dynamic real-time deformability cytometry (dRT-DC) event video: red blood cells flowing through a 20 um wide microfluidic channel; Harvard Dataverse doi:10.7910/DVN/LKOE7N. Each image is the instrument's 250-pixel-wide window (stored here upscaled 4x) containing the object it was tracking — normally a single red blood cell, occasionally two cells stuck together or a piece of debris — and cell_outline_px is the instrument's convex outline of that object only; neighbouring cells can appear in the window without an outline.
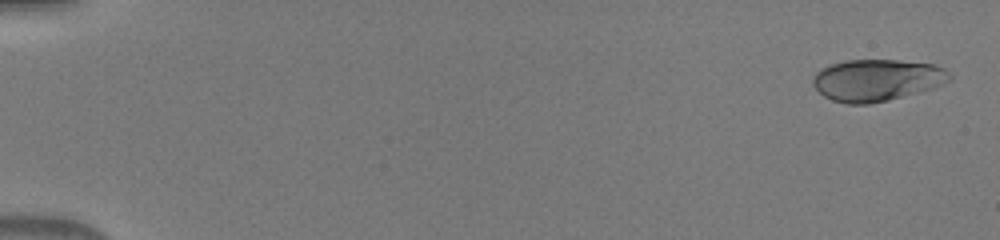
{"species": "human", "species_latin": "Homo sapiens", "temperature_condition": "warm", "stored_images_in_passage": 11, "camera_frame_rate_fps": 3000, "um_per_image_px": 0.085, "donor": {"sex": "male"}, "frame": {"image": 1, "passage_image": 2, "time_ms": 0.333, "image_size_px": [1000, 240], "cell_outline_px": [[952, 80], [944, 84], [932, 88], [888, 100], [868, 104], [848, 104], [832, 100], [824, 96], [812, 84], [812, 80], [816, 72], [820, 68], [828, 64], [844, 60], [900, 60], [936, 64], [944, 68], [952, 76]], "centroid_in_image_um": [74.53, 6.79], "position_along_channel_um": 10.5, "area_um2": 33.52}}